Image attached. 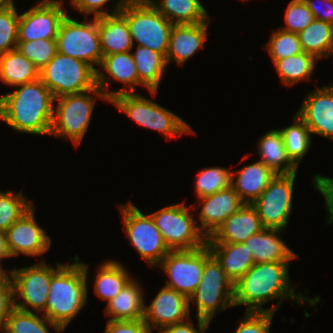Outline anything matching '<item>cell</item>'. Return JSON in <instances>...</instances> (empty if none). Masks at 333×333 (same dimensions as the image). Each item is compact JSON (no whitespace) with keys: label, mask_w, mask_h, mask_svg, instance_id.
Wrapping results in <instances>:
<instances>
[{"label":"cell","mask_w":333,"mask_h":333,"mask_svg":"<svg viewBox=\"0 0 333 333\" xmlns=\"http://www.w3.org/2000/svg\"><path fill=\"white\" fill-rule=\"evenodd\" d=\"M289 264L290 262L255 263L234 284V307L247 305L245 312L275 313L285 298L296 300L298 306L305 301L316 306L321 300L319 295L309 299L301 292L295 293L288 276ZM277 298L280 299L278 303L266 309L262 308L264 304Z\"/></svg>","instance_id":"6da1fadb"},{"label":"cell","mask_w":333,"mask_h":333,"mask_svg":"<svg viewBox=\"0 0 333 333\" xmlns=\"http://www.w3.org/2000/svg\"><path fill=\"white\" fill-rule=\"evenodd\" d=\"M0 97V119L16 132L50 135L55 98L40 79Z\"/></svg>","instance_id":"7a4b0ae2"},{"label":"cell","mask_w":333,"mask_h":333,"mask_svg":"<svg viewBox=\"0 0 333 333\" xmlns=\"http://www.w3.org/2000/svg\"><path fill=\"white\" fill-rule=\"evenodd\" d=\"M74 262L62 265L50 281L44 316L63 330L87 303L88 264L81 263L79 256Z\"/></svg>","instance_id":"3957f363"},{"label":"cell","mask_w":333,"mask_h":333,"mask_svg":"<svg viewBox=\"0 0 333 333\" xmlns=\"http://www.w3.org/2000/svg\"><path fill=\"white\" fill-rule=\"evenodd\" d=\"M96 97L101 98L103 102L104 100L110 102L98 86L82 93L56 98L57 105L54 107L50 135L70 140L78 147L88 131Z\"/></svg>","instance_id":"277c9868"},{"label":"cell","mask_w":333,"mask_h":333,"mask_svg":"<svg viewBox=\"0 0 333 333\" xmlns=\"http://www.w3.org/2000/svg\"><path fill=\"white\" fill-rule=\"evenodd\" d=\"M110 103L140 126L156 130L169 138L195 133L181 117L139 93L115 96Z\"/></svg>","instance_id":"5b68a950"},{"label":"cell","mask_w":333,"mask_h":333,"mask_svg":"<svg viewBox=\"0 0 333 333\" xmlns=\"http://www.w3.org/2000/svg\"><path fill=\"white\" fill-rule=\"evenodd\" d=\"M185 204H172L150 213L154 224L171 251L194 250L207 244V237L199 229L197 221L190 213V209L193 211L198 206L188 207Z\"/></svg>","instance_id":"8992f818"},{"label":"cell","mask_w":333,"mask_h":333,"mask_svg":"<svg viewBox=\"0 0 333 333\" xmlns=\"http://www.w3.org/2000/svg\"><path fill=\"white\" fill-rule=\"evenodd\" d=\"M39 79L55 99L96 87V71L89 64L59 52L39 71Z\"/></svg>","instance_id":"52a82bcc"},{"label":"cell","mask_w":333,"mask_h":333,"mask_svg":"<svg viewBox=\"0 0 333 333\" xmlns=\"http://www.w3.org/2000/svg\"><path fill=\"white\" fill-rule=\"evenodd\" d=\"M189 302L196 305V317L209 323L216 312L234 307V284L213 255L204 262L201 282Z\"/></svg>","instance_id":"ba28073f"},{"label":"cell","mask_w":333,"mask_h":333,"mask_svg":"<svg viewBox=\"0 0 333 333\" xmlns=\"http://www.w3.org/2000/svg\"><path fill=\"white\" fill-rule=\"evenodd\" d=\"M57 52L89 64L95 71L103 58L98 30V18L77 21L66 15L56 37Z\"/></svg>","instance_id":"9c48e42d"},{"label":"cell","mask_w":333,"mask_h":333,"mask_svg":"<svg viewBox=\"0 0 333 333\" xmlns=\"http://www.w3.org/2000/svg\"><path fill=\"white\" fill-rule=\"evenodd\" d=\"M62 265L57 263L54 268L40 260L39 263L31 266L18 269L15 266L11 270L14 307L27 312L35 313L36 311V313L43 314L46 309L52 275ZM15 297L22 299L23 302L21 303V300L18 301Z\"/></svg>","instance_id":"30bf717a"},{"label":"cell","mask_w":333,"mask_h":333,"mask_svg":"<svg viewBox=\"0 0 333 333\" xmlns=\"http://www.w3.org/2000/svg\"><path fill=\"white\" fill-rule=\"evenodd\" d=\"M123 229L131 245L150 267L157 266L171 251L154 224L152 217L143 214L133 203L120 205Z\"/></svg>","instance_id":"8fae6325"},{"label":"cell","mask_w":333,"mask_h":333,"mask_svg":"<svg viewBox=\"0 0 333 333\" xmlns=\"http://www.w3.org/2000/svg\"><path fill=\"white\" fill-rule=\"evenodd\" d=\"M120 13L126 18L132 42L162 54L166 58L173 23L154 6L127 4Z\"/></svg>","instance_id":"7c38bea8"},{"label":"cell","mask_w":333,"mask_h":333,"mask_svg":"<svg viewBox=\"0 0 333 333\" xmlns=\"http://www.w3.org/2000/svg\"><path fill=\"white\" fill-rule=\"evenodd\" d=\"M211 255L207 244L194 250L170 251L158 264L169 277L164 287L189 299L201 282L204 262Z\"/></svg>","instance_id":"4fadbf2b"},{"label":"cell","mask_w":333,"mask_h":333,"mask_svg":"<svg viewBox=\"0 0 333 333\" xmlns=\"http://www.w3.org/2000/svg\"><path fill=\"white\" fill-rule=\"evenodd\" d=\"M297 173L277 174L251 204L264 228L285 230L292 212L294 183Z\"/></svg>","instance_id":"5bb4252c"},{"label":"cell","mask_w":333,"mask_h":333,"mask_svg":"<svg viewBox=\"0 0 333 333\" xmlns=\"http://www.w3.org/2000/svg\"><path fill=\"white\" fill-rule=\"evenodd\" d=\"M63 0H42L19 14L18 42L56 40L61 21L67 15Z\"/></svg>","instance_id":"9a60e30c"},{"label":"cell","mask_w":333,"mask_h":333,"mask_svg":"<svg viewBox=\"0 0 333 333\" xmlns=\"http://www.w3.org/2000/svg\"><path fill=\"white\" fill-rule=\"evenodd\" d=\"M6 239L11 257L19 254L37 257L51 247V238L35 219L34 206L6 231Z\"/></svg>","instance_id":"2e32d148"},{"label":"cell","mask_w":333,"mask_h":333,"mask_svg":"<svg viewBox=\"0 0 333 333\" xmlns=\"http://www.w3.org/2000/svg\"><path fill=\"white\" fill-rule=\"evenodd\" d=\"M189 299L176 290L163 287L152 300L145 305L143 320L152 329H162L190 317Z\"/></svg>","instance_id":"e0dca14e"},{"label":"cell","mask_w":333,"mask_h":333,"mask_svg":"<svg viewBox=\"0 0 333 333\" xmlns=\"http://www.w3.org/2000/svg\"><path fill=\"white\" fill-rule=\"evenodd\" d=\"M99 67H102L105 72L96 71V86L103 91L109 101L120 94L134 93L135 86L144 87L139 81L131 51L103 56ZM110 79L123 83V87L118 91H110L108 88Z\"/></svg>","instance_id":"ac0fdd59"},{"label":"cell","mask_w":333,"mask_h":333,"mask_svg":"<svg viewBox=\"0 0 333 333\" xmlns=\"http://www.w3.org/2000/svg\"><path fill=\"white\" fill-rule=\"evenodd\" d=\"M314 135L333 140V88L317 87L309 92L296 113Z\"/></svg>","instance_id":"d6986e66"},{"label":"cell","mask_w":333,"mask_h":333,"mask_svg":"<svg viewBox=\"0 0 333 333\" xmlns=\"http://www.w3.org/2000/svg\"><path fill=\"white\" fill-rule=\"evenodd\" d=\"M197 200L199 206L203 205L198 215L201 224L199 229L207 238L245 204L232 186Z\"/></svg>","instance_id":"ffe728a7"},{"label":"cell","mask_w":333,"mask_h":333,"mask_svg":"<svg viewBox=\"0 0 333 333\" xmlns=\"http://www.w3.org/2000/svg\"><path fill=\"white\" fill-rule=\"evenodd\" d=\"M264 229L256 209L244 204L207 238V243H243Z\"/></svg>","instance_id":"44dd1931"},{"label":"cell","mask_w":333,"mask_h":333,"mask_svg":"<svg viewBox=\"0 0 333 333\" xmlns=\"http://www.w3.org/2000/svg\"><path fill=\"white\" fill-rule=\"evenodd\" d=\"M210 19L199 24H174L170 32L166 54L167 65L176 61L182 65L192 57L207 41V28Z\"/></svg>","instance_id":"7402d4cb"},{"label":"cell","mask_w":333,"mask_h":333,"mask_svg":"<svg viewBox=\"0 0 333 333\" xmlns=\"http://www.w3.org/2000/svg\"><path fill=\"white\" fill-rule=\"evenodd\" d=\"M281 231L264 228L244 242L252 252L254 263L290 262L298 257L282 240Z\"/></svg>","instance_id":"603a6c76"},{"label":"cell","mask_w":333,"mask_h":333,"mask_svg":"<svg viewBox=\"0 0 333 333\" xmlns=\"http://www.w3.org/2000/svg\"><path fill=\"white\" fill-rule=\"evenodd\" d=\"M277 174L261 161L231 173V186L245 204H252Z\"/></svg>","instance_id":"cb8c5ba5"},{"label":"cell","mask_w":333,"mask_h":333,"mask_svg":"<svg viewBox=\"0 0 333 333\" xmlns=\"http://www.w3.org/2000/svg\"><path fill=\"white\" fill-rule=\"evenodd\" d=\"M98 30L103 56L133 49L134 45L126 18L120 12L98 17Z\"/></svg>","instance_id":"d4e9b609"},{"label":"cell","mask_w":333,"mask_h":333,"mask_svg":"<svg viewBox=\"0 0 333 333\" xmlns=\"http://www.w3.org/2000/svg\"><path fill=\"white\" fill-rule=\"evenodd\" d=\"M138 280L132 278L123 289L107 303L104 309L108 320H140L144 318V291Z\"/></svg>","instance_id":"484cf974"},{"label":"cell","mask_w":333,"mask_h":333,"mask_svg":"<svg viewBox=\"0 0 333 333\" xmlns=\"http://www.w3.org/2000/svg\"><path fill=\"white\" fill-rule=\"evenodd\" d=\"M225 275L235 284L255 263L252 252L243 243H207Z\"/></svg>","instance_id":"4316f807"},{"label":"cell","mask_w":333,"mask_h":333,"mask_svg":"<svg viewBox=\"0 0 333 333\" xmlns=\"http://www.w3.org/2000/svg\"><path fill=\"white\" fill-rule=\"evenodd\" d=\"M258 154L262 163L276 174L297 173V165L290 159L286 151L282 135L278 129L267 131L258 141Z\"/></svg>","instance_id":"83f0119b"},{"label":"cell","mask_w":333,"mask_h":333,"mask_svg":"<svg viewBox=\"0 0 333 333\" xmlns=\"http://www.w3.org/2000/svg\"><path fill=\"white\" fill-rule=\"evenodd\" d=\"M39 79V69L18 49L0 55V81L17 87Z\"/></svg>","instance_id":"f1b7e54d"},{"label":"cell","mask_w":333,"mask_h":333,"mask_svg":"<svg viewBox=\"0 0 333 333\" xmlns=\"http://www.w3.org/2000/svg\"><path fill=\"white\" fill-rule=\"evenodd\" d=\"M136 64L139 81L156 97L159 84L166 71V58L155 51L143 46H137L131 53Z\"/></svg>","instance_id":"f546056e"},{"label":"cell","mask_w":333,"mask_h":333,"mask_svg":"<svg viewBox=\"0 0 333 333\" xmlns=\"http://www.w3.org/2000/svg\"><path fill=\"white\" fill-rule=\"evenodd\" d=\"M94 293L107 303L112 300L123 287L133 278L122 263L116 260L103 262L97 268Z\"/></svg>","instance_id":"4dcf8cb0"},{"label":"cell","mask_w":333,"mask_h":333,"mask_svg":"<svg viewBox=\"0 0 333 333\" xmlns=\"http://www.w3.org/2000/svg\"><path fill=\"white\" fill-rule=\"evenodd\" d=\"M173 24H199L209 20L200 0H158L153 5Z\"/></svg>","instance_id":"1f68e13d"},{"label":"cell","mask_w":333,"mask_h":333,"mask_svg":"<svg viewBox=\"0 0 333 333\" xmlns=\"http://www.w3.org/2000/svg\"><path fill=\"white\" fill-rule=\"evenodd\" d=\"M298 37L302 50L317 60L329 57L333 50V25L328 22L315 19Z\"/></svg>","instance_id":"d6a6232c"},{"label":"cell","mask_w":333,"mask_h":333,"mask_svg":"<svg viewBox=\"0 0 333 333\" xmlns=\"http://www.w3.org/2000/svg\"><path fill=\"white\" fill-rule=\"evenodd\" d=\"M316 61L318 60L313 55L303 51L299 54L276 60L273 64L281 78V82L289 87L304 80L309 81L315 70Z\"/></svg>","instance_id":"836d02e7"},{"label":"cell","mask_w":333,"mask_h":333,"mask_svg":"<svg viewBox=\"0 0 333 333\" xmlns=\"http://www.w3.org/2000/svg\"><path fill=\"white\" fill-rule=\"evenodd\" d=\"M46 324L52 326L57 333L63 332L58 324L43 314L39 317L36 312H27L13 307L1 330L3 333H50Z\"/></svg>","instance_id":"e575fe53"},{"label":"cell","mask_w":333,"mask_h":333,"mask_svg":"<svg viewBox=\"0 0 333 333\" xmlns=\"http://www.w3.org/2000/svg\"><path fill=\"white\" fill-rule=\"evenodd\" d=\"M292 125L278 129L290 159L298 166L304 155L311 147L312 133L297 114L293 117Z\"/></svg>","instance_id":"d590c367"},{"label":"cell","mask_w":333,"mask_h":333,"mask_svg":"<svg viewBox=\"0 0 333 333\" xmlns=\"http://www.w3.org/2000/svg\"><path fill=\"white\" fill-rule=\"evenodd\" d=\"M32 201L23 192L0 191V230L6 231L33 207Z\"/></svg>","instance_id":"8d00e7d4"},{"label":"cell","mask_w":333,"mask_h":333,"mask_svg":"<svg viewBox=\"0 0 333 333\" xmlns=\"http://www.w3.org/2000/svg\"><path fill=\"white\" fill-rule=\"evenodd\" d=\"M231 173L229 169L220 166L206 167L200 170L196 176L194 187L197 199L212 195L231 186Z\"/></svg>","instance_id":"74e56055"},{"label":"cell","mask_w":333,"mask_h":333,"mask_svg":"<svg viewBox=\"0 0 333 333\" xmlns=\"http://www.w3.org/2000/svg\"><path fill=\"white\" fill-rule=\"evenodd\" d=\"M270 37L265 49L272 62L303 52L297 33L278 29Z\"/></svg>","instance_id":"f35d334b"},{"label":"cell","mask_w":333,"mask_h":333,"mask_svg":"<svg viewBox=\"0 0 333 333\" xmlns=\"http://www.w3.org/2000/svg\"><path fill=\"white\" fill-rule=\"evenodd\" d=\"M19 14L16 6L0 7V55L17 49Z\"/></svg>","instance_id":"ab89813d"},{"label":"cell","mask_w":333,"mask_h":333,"mask_svg":"<svg viewBox=\"0 0 333 333\" xmlns=\"http://www.w3.org/2000/svg\"><path fill=\"white\" fill-rule=\"evenodd\" d=\"M17 49L34 63L39 71L47 65L57 52L56 40L47 39L18 42Z\"/></svg>","instance_id":"60d3db41"},{"label":"cell","mask_w":333,"mask_h":333,"mask_svg":"<svg viewBox=\"0 0 333 333\" xmlns=\"http://www.w3.org/2000/svg\"><path fill=\"white\" fill-rule=\"evenodd\" d=\"M284 19L286 25L281 27V30L297 34L315 20L304 0H291L285 11Z\"/></svg>","instance_id":"b9f144b4"},{"label":"cell","mask_w":333,"mask_h":333,"mask_svg":"<svg viewBox=\"0 0 333 333\" xmlns=\"http://www.w3.org/2000/svg\"><path fill=\"white\" fill-rule=\"evenodd\" d=\"M274 314L269 312H245L234 333H270Z\"/></svg>","instance_id":"7bdbcfd3"},{"label":"cell","mask_w":333,"mask_h":333,"mask_svg":"<svg viewBox=\"0 0 333 333\" xmlns=\"http://www.w3.org/2000/svg\"><path fill=\"white\" fill-rule=\"evenodd\" d=\"M111 0H71L73 8L79 11V13L87 15H94V18L101 16L111 15L119 13L129 2V0H118L109 13L108 10H104L103 6L109 3Z\"/></svg>","instance_id":"ee69618b"},{"label":"cell","mask_w":333,"mask_h":333,"mask_svg":"<svg viewBox=\"0 0 333 333\" xmlns=\"http://www.w3.org/2000/svg\"><path fill=\"white\" fill-rule=\"evenodd\" d=\"M104 333H153L143 319L107 320Z\"/></svg>","instance_id":"f6af8a7d"},{"label":"cell","mask_w":333,"mask_h":333,"mask_svg":"<svg viewBox=\"0 0 333 333\" xmlns=\"http://www.w3.org/2000/svg\"><path fill=\"white\" fill-rule=\"evenodd\" d=\"M313 186L325 198V207L327 209L328 224L333 223V177H325L320 174H314Z\"/></svg>","instance_id":"bcb514c9"},{"label":"cell","mask_w":333,"mask_h":333,"mask_svg":"<svg viewBox=\"0 0 333 333\" xmlns=\"http://www.w3.org/2000/svg\"><path fill=\"white\" fill-rule=\"evenodd\" d=\"M13 307L11 279H0V330L3 328L5 319L8 317Z\"/></svg>","instance_id":"7dc6e473"},{"label":"cell","mask_w":333,"mask_h":333,"mask_svg":"<svg viewBox=\"0 0 333 333\" xmlns=\"http://www.w3.org/2000/svg\"><path fill=\"white\" fill-rule=\"evenodd\" d=\"M197 321L198 329L195 328L192 323V319L190 320L189 317L183 322L172 324L158 331L159 333H206V330L208 329L210 323L201 318H197Z\"/></svg>","instance_id":"c3c4849f"},{"label":"cell","mask_w":333,"mask_h":333,"mask_svg":"<svg viewBox=\"0 0 333 333\" xmlns=\"http://www.w3.org/2000/svg\"><path fill=\"white\" fill-rule=\"evenodd\" d=\"M322 8L317 6L313 0H304L316 20L325 21L333 25V0H318ZM322 10V11H321Z\"/></svg>","instance_id":"681fc988"},{"label":"cell","mask_w":333,"mask_h":333,"mask_svg":"<svg viewBox=\"0 0 333 333\" xmlns=\"http://www.w3.org/2000/svg\"><path fill=\"white\" fill-rule=\"evenodd\" d=\"M11 257L7 244L6 233L0 230V259Z\"/></svg>","instance_id":"f907efd6"},{"label":"cell","mask_w":333,"mask_h":333,"mask_svg":"<svg viewBox=\"0 0 333 333\" xmlns=\"http://www.w3.org/2000/svg\"><path fill=\"white\" fill-rule=\"evenodd\" d=\"M128 3L133 6H153L156 0H129Z\"/></svg>","instance_id":"816d5d0a"},{"label":"cell","mask_w":333,"mask_h":333,"mask_svg":"<svg viewBox=\"0 0 333 333\" xmlns=\"http://www.w3.org/2000/svg\"><path fill=\"white\" fill-rule=\"evenodd\" d=\"M1 260L0 259V279H11V270H4L1 265Z\"/></svg>","instance_id":"f5cc1de1"},{"label":"cell","mask_w":333,"mask_h":333,"mask_svg":"<svg viewBox=\"0 0 333 333\" xmlns=\"http://www.w3.org/2000/svg\"><path fill=\"white\" fill-rule=\"evenodd\" d=\"M14 5L15 4L13 0H0V7H9Z\"/></svg>","instance_id":"db71d44e"},{"label":"cell","mask_w":333,"mask_h":333,"mask_svg":"<svg viewBox=\"0 0 333 333\" xmlns=\"http://www.w3.org/2000/svg\"><path fill=\"white\" fill-rule=\"evenodd\" d=\"M331 53H332V56H333V50L330 52V55H329V56H331ZM328 86H330V87L333 88V83H330V85H328Z\"/></svg>","instance_id":"11a10c76"}]
</instances>
